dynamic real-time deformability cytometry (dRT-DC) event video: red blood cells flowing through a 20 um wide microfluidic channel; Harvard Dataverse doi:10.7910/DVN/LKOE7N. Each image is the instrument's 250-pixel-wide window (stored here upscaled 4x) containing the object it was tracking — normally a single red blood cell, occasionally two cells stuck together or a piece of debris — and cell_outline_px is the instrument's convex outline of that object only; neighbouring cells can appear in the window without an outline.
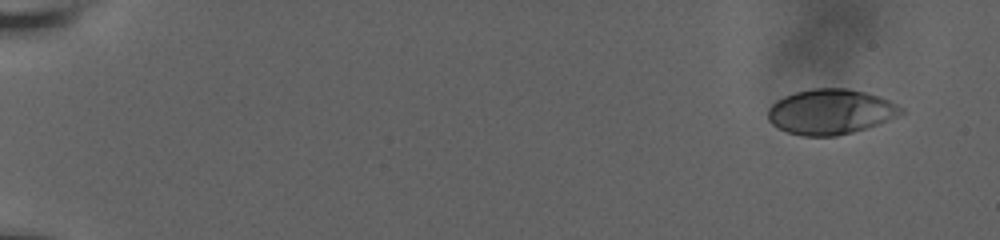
{"species": "human", "species_latin": "Homo sapiens", "temperature_condition": "room temperature", "stored_images_in_passage": 12, "camera_frame_rate_fps": 3000, "um_per_image_px": 0.085, "donor": {"sex": "male"}, "frame": {"image": 1, "passage_image": 1, "time_ms": 0.0, "image_size_px": [1000, 240], "cell_outline_px": [[904, 112], [880, 124], [868, 128], [836, 136], [804, 136], [788, 132], [772, 124], [768, 120], [768, 108], [776, 100], [784, 96], [796, 92], [812, 88], [848, 88], [880, 96], [904, 108]], "centroid_in_image_um": [70.6, 9.49], "position_along_channel_um": 14.4, "area_um2": 35.08}}
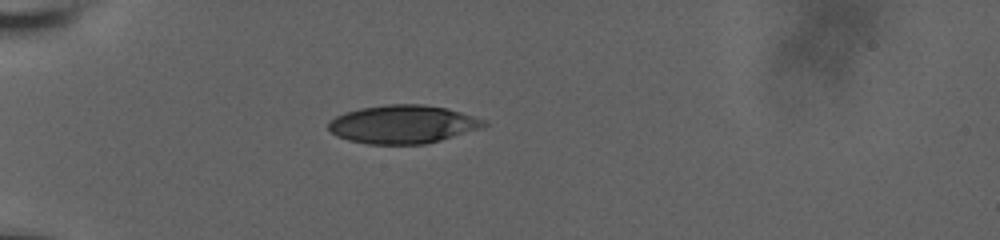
{"frame": {"image": 2, "passage_image": 9, "time_ms": 5.0, "image_size_px": [1000, 240], "cell_outline_px": [[488, 124], [484, 128], [440, 140], [424, 144], [368, 144], [348, 140], [336, 136], [328, 128], [328, 124], [336, 116], [344, 112], [360, 108], [388, 104], [424, 104], [448, 108], [488, 120]], "centroid_in_image_um": [34.29, 10.56], "position_along_channel_um": 50.7, "area_um2": 34.97}}
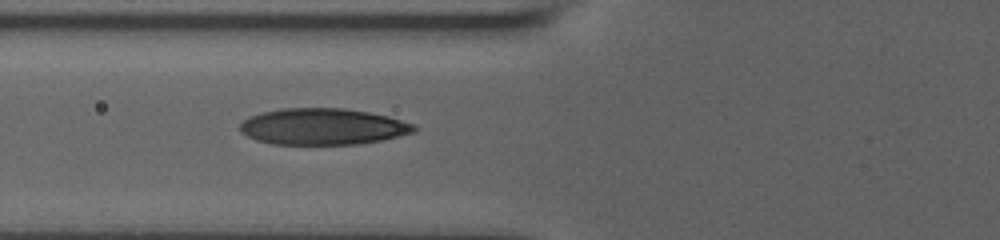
{"frame": {"image": 3, "passage_image": 12, "time_ms": 7.0, "image_size_px": [1000, 240], "cell_outline_px": [[420, 128], [416, 132], [384, 140], [360, 144], [272, 144], [256, 140], [240, 132], [240, 124], [248, 116], [260, 112], [284, 108], [344, 108], [368, 112], [388, 116], [416, 124]], "centroid_in_image_um": [27.48, 10.76], "position_along_channel_um": 98.3, "area_um2": 37.34}}